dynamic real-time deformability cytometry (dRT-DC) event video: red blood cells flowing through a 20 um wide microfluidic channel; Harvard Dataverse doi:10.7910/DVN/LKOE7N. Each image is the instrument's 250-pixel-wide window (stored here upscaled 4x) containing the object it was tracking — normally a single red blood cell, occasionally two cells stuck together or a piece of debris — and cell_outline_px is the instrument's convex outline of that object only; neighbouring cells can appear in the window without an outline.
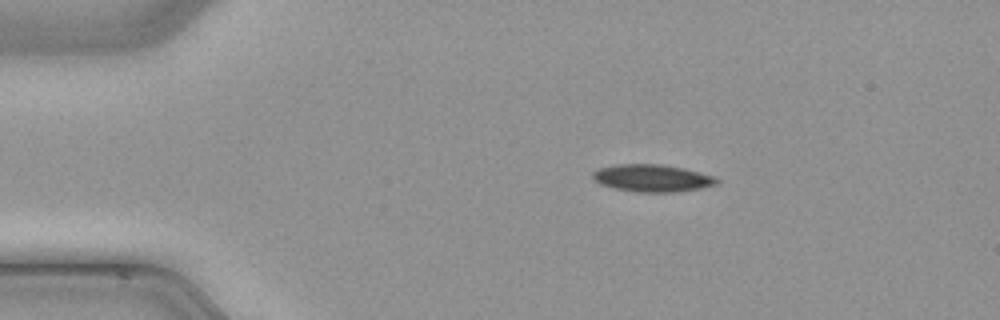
{"species": "common noctule bat (a hibernating species)", "species_latin": "Nyctalus noctula", "temperature_condition": "cold", "stored_images_in_passage": 3, "camera_frame_rate_fps": 3000, "um_per_image_px": 0.085, "animal": {"sex": "male", "body_mass_g": 21.5, "forearm_length_mm": 52.0}, "frame": {"image": 1, "passage_image": 1, "time_ms": 0.0, "image_size_px": [1000, 320], "cell_outline_px": [[720, 184], [700, 188], [676, 192], [636, 192], [616, 188], [600, 184], [592, 176], [592, 172], [596, 168], [616, 164], [660, 164], [684, 168], [716, 176], [720, 180]], "centroid_in_image_um": [55.47, 15.13], "position_along_channel_um": 29.5, "area_um2": 19.94}}